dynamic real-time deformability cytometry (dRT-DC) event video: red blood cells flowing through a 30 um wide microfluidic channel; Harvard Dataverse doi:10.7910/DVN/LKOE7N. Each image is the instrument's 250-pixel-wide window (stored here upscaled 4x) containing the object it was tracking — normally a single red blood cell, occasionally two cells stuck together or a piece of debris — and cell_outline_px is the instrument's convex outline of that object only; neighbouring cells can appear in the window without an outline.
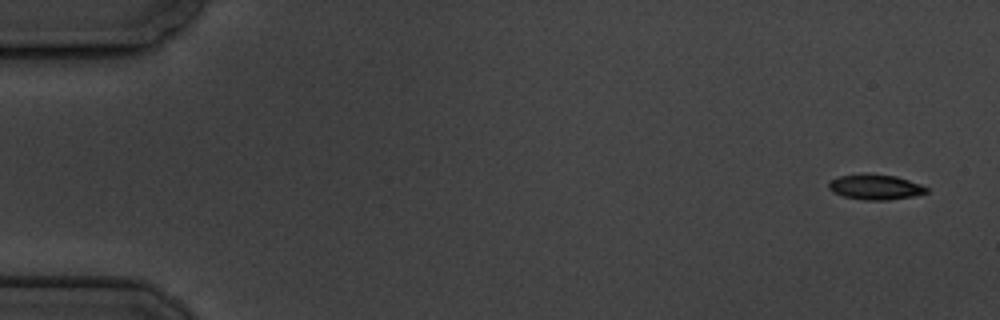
{"species": "common noctule bat (a hibernating species)", "species_latin": "Nyctalus noctula", "temperature_condition": "cold", "stored_images_in_passage": 5, "camera_frame_rate_fps": 3000, "um_per_image_px": 0.085, "animal": {"sex": "male", "body_mass_g": 19.5, "forearm_length_mm": 54.6}, "frame": {"image": 1, "passage_image": 1, "time_ms": 0.0, "image_size_px": [1000, 320], "cell_outline_px": [[928, 192], [912, 196], [888, 200], [864, 200], [844, 196], [832, 192], [828, 188], [828, 184], [832, 180], [840, 176], [864, 172], [896, 176], [920, 184], [928, 188]], "centroid_in_image_um": [74.38, 15.88], "position_along_channel_um": 10.6, "area_um2": 14.45}}
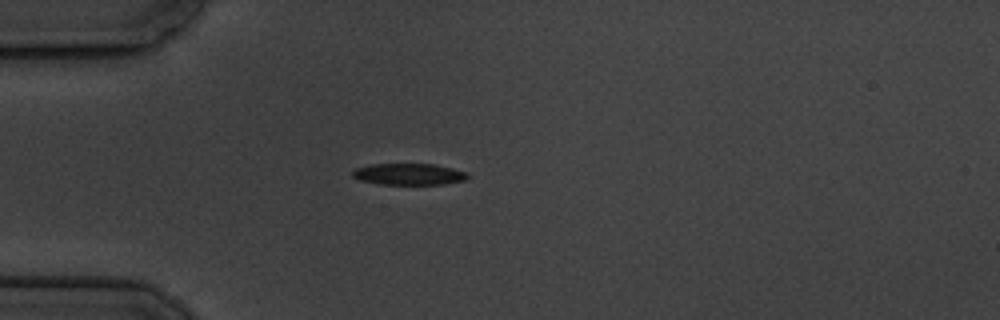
{"frame": {"image": 2, "passage_image": 5, "time_ms": 4.667, "image_size_px": [1000, 320], "cell_outline_px": [[468, 176], [464, 180], [444, 184], [380, 184], [360, 180], [352, 176], [352, 172], [356, 168], [372, 164], [432, 164], [452, 168], [464, 172]], "centroid_in_image_um": [34.71, 14.8], "position_along_channel_um": 50.3, "area_um2": 14.16}}